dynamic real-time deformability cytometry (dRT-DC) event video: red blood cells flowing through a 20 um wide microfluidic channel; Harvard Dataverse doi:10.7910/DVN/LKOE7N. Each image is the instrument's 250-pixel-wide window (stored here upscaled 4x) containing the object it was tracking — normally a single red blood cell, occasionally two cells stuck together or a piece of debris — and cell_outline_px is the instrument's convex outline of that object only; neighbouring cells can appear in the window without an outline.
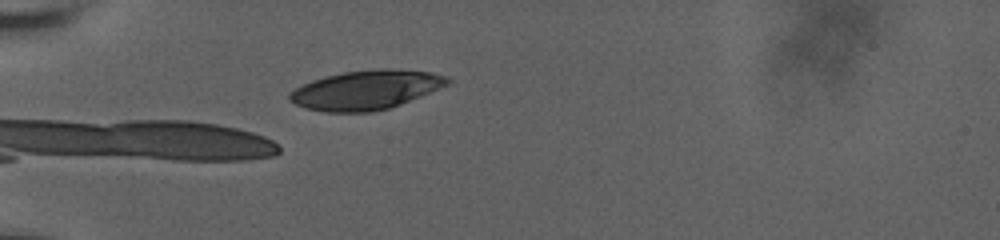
{"species": "human", "species_latin": "Homo sapiens", "temperature_condition": "room temperature", "stored_images_in_passage": 31, "camera_frame_rate_fps": 3000, "um_per_image_px": 0.085, "donor": {"sex": "male"}, "frame": {"image": 1, "passage_image": 1, "time_ms": 0.0, "image_size_px": [1000, 240], "cell_outline_px": [[452, 80], [448, 84], [400, 104], [388, 108], [372, 112], [324, 112], [304, 108], [288, 100], [288, 92], [312, 80], [344, 72], [380, 68], [432, 72], [448, 76]], "centroid_in_image_um": [31.08, 7.65], "position_along_channel_um": 53.9, "area_um2": 35.84}}
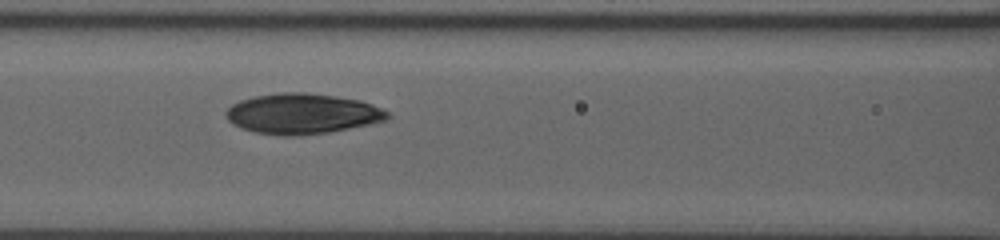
{"frame": {"image": 2, "passage_image": 14, "time_ms": 3.0, "image_size_px": [1000, 240], "cell_outline_px": [[388, 116], [384, 120], [368, 124], [328, 132], [292, 136], [284, 136], [256, 132], [240, 128], [232, 124], [224, 116], [224, 112], [232, 104], [240, 100], [252, 96], [280, 92], [308, 92], [336, 96], [360, 100], [372, 104], [388, 112]], "centroid_in_image_um": [25.62, 9.65], "position_along_channel_um": 141.0, "area_um2": 37.97}}
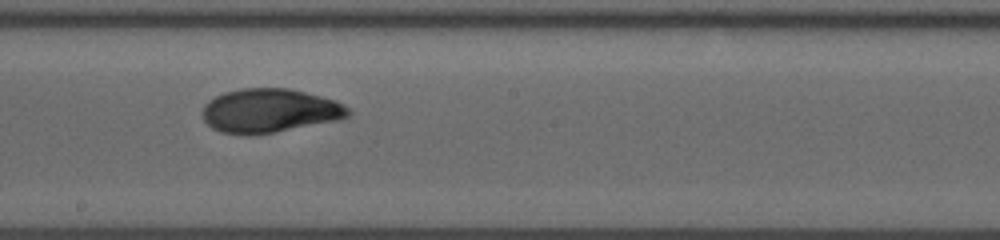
{"frame": {"image": 3, "passage_image": 24, "time_ms": 5.333, "image_size_px": [1000, 240], "cell_outline_px": [[352, 112], [348, 116], [340, 120], [272, 132], [244, 136], [220, 132], [212, 128], [204, 120], [200, 112], [204, 104], [208, 100], [224, 92], [240, 88], [288, 88], [336, 100], [348, 108]], "centroid_in_image_um": [22.88, 9.41], "position_along_channel_um": 225.3, "area_um2": 37.51}}